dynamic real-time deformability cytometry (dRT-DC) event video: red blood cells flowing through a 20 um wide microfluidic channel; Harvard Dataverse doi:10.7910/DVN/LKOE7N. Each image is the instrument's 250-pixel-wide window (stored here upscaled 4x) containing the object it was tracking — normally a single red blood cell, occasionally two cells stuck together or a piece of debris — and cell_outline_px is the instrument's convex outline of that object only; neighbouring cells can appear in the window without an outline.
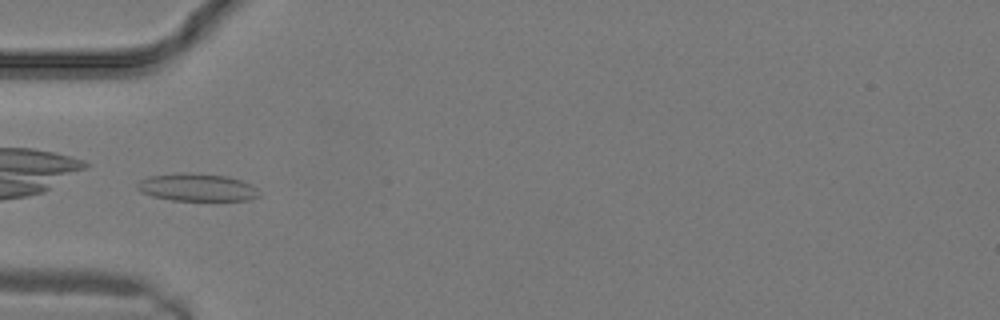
{"species": "common noctule bat (a hibernating species)", "species_latin": "Nyctalus noctula", "temperature_condition": "warm", "stored_images_in_passage": 10, "camera_frame_rate_fps": 3000, "um_per_image_px": 0.085, "animal": {"sex": "male", "body_mass_g": 19.2, "forearm_length_mm": 51.8}, "frame": {"image": 1, "passage_image": 9, "time_ms": 2.667, "image_size_px": [1000, 320], "cell_outline_px": [[260, 196], [248, 200], [172, 200], [152, 196], [140, 192], [136, 188], [136, 184], [140, 180], [148, 176], [176, 172], [228, 176], [252, 184], [260, 192]], "centroid_in_image_um": [16.72, 15.92], "position_along_channel_um": 68.3, "area_um2": 19.71}}